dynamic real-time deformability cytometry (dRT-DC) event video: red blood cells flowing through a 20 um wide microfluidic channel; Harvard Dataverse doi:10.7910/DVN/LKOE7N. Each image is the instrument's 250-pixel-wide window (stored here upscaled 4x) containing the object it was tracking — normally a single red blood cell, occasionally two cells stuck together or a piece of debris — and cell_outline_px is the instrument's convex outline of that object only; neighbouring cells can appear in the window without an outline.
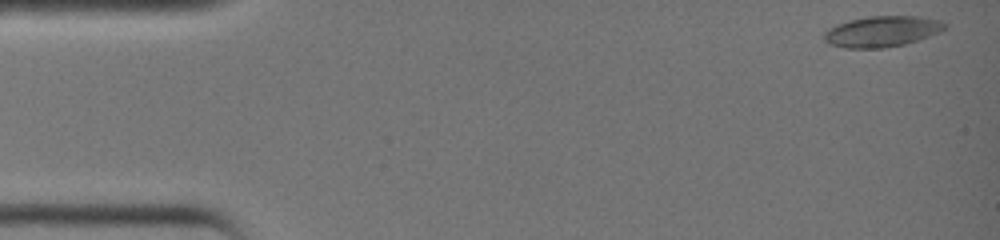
{"species": "common noctule bat (a hibernating species)", "species_latin": "Nyctalus noctula", "temperature_condition": "warm", "stored_images_in_passage": 35, "camera_frame_rate_fps": 3000, "um_per_image_px": 0.085, "animal": {"sex": "female", "body_mass_g": 19.0, "forearm_length_mm": 51.5}, "frame": {"image": 1, "passage_image": 1, "time_ms": 0.0, "image_size_px": [1000, 240], "cell_outline_px": [[948, 28], [940, 32], [904, 44], [884, 48], [844, 48], [828, 44], [824, 40], [824, 32], [828, 28], [836, 24], [868, 16], [920, 16], [940, 20], [948, 24]], "centroid_in_image_um": [74.97, 2.67], "position_along_channel_um": 10.0, "area_um2": 21.79}}
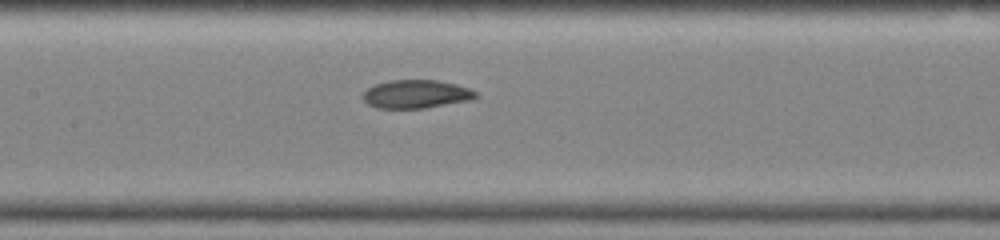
{"frame": {"image": 2, "passage_image": 18, "time_ms": 5.667, "image_size_px": [1000, 240], "cell_outline_px": [[480, 96], [472, 100], [424, 108], [376, 108], [368, 104], [364, 100], [364, 92], [368, 88], [376, 84], [388, 80], [436, 80], [456, 84], [468, 88], [476, 92]], "centroid_in_image_um": [35.4, 8.0], "position_along_channel_um": 172.0, "area_um2": 18.61}}
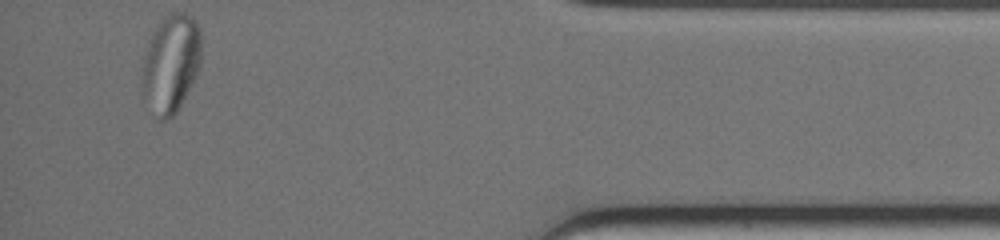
{"frame": {"image": 3, "passage_image": 35, "time_ms": 11.333, "image_size_px": [1000, 240], "cell_outline_px": [[200, 68], [196, 76], [176, 112], [172, 116], [164, 120], [160, 120], [144, 96], [140, 72], [140, 68], [148, 40], [156, 24], [164, 16], [172, 12], [184, 12], [192, 16], [196, 20], [200, 28]], "centroid_in_image_um": [14.51, 5.33], "position_along_channel_um": 420.7, "area_um2": 34.16}}